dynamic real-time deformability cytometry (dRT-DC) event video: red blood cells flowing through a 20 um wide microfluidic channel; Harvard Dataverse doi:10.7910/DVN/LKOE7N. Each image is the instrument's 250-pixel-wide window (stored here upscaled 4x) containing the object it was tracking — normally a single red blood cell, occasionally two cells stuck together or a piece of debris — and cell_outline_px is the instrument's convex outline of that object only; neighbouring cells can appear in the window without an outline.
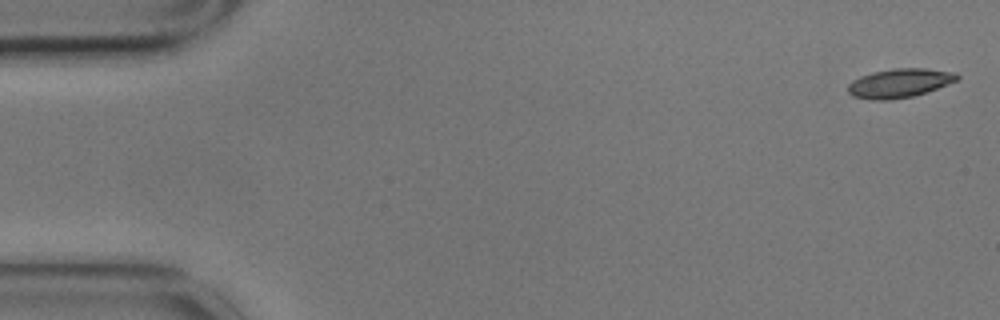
{"species": "common noctule bat (a hibernating species)", "species_latin": "Nyctalus noctula", "temperature_condition": "cold", "stored_images_in_passage": 7, "camera_frame_rate_fps": 3000, "um_per_image_px": 0.085, "animal": {"sex": "male", "body_mass_g": 17.9}, "frame": {"image": 1, "passage_image": 1, "time_ms": 0.0, "image_size_px": [1000, 320], "cell_outline_px": [[960, 76], [956, 80], [936, 88], [912, 96], [888, 100], [872, 100], [852, 96], [848, 92], [848, 84], [852, 80], [860, 76], [872, 72], [892, 68], [924, 68], [956, 72]], "centroid_in_image_um": [76.41, 7.05], "position_along_channel_um": 8.6, "area_um2": 18.32}}
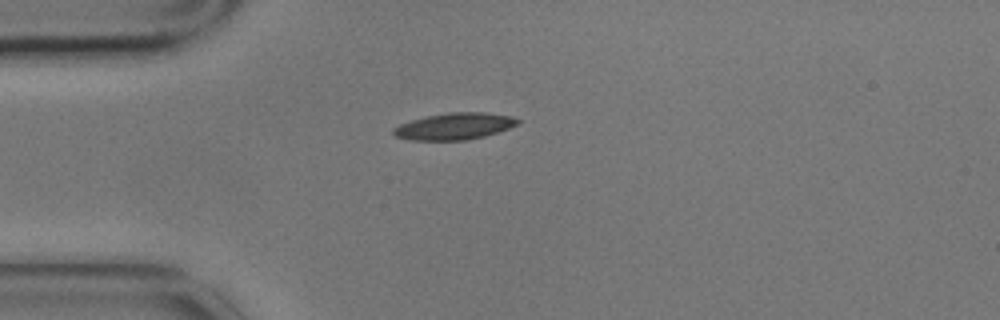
{"frame": {"image": 2, "passage_image": 4, "time_ms": 1.0, "image_size_px": [1000, 320], "cell_outline_px": [[520, 124], [484, 136], [468, 140], [408, 140], [396, 136], [392, 132], [392, 128], [400, 124], [412, 120], [428, 116], [448, 112], [484, 112], [512, 116], [520, 120]], "centroid_in_image_um": [38.63, 10.73], "position_along_channel_um": 46.4, "area_um2": 19.31}}
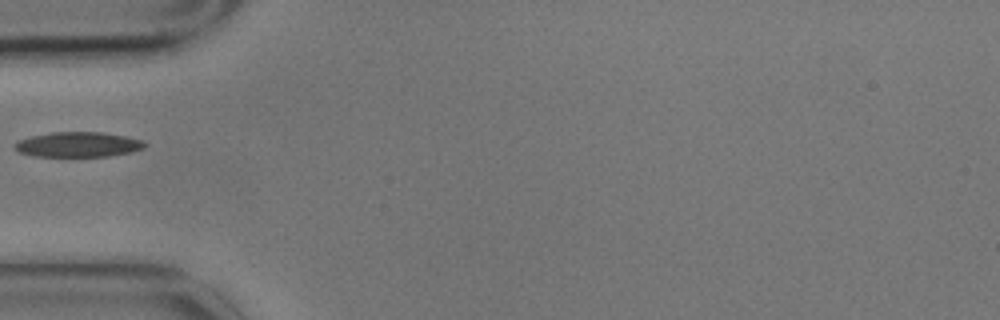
{"frame": {"image": 3, "passage_image": 5, "time_ms": 1.333, "image_size_px": [1000, 320], "cell_outline_px": [[148, 144], [144, 148], [132, 152], [112, 156], [32, 156], [16, 152], [12, 144], [20, 140], [32, 136], [52, 132], [100, 132], [124, 136], [144, 140]], "centroid_in_image_um": [6.64, 12.29], "position_along_channel_um": 78.4, "area_um2": 19.13}}